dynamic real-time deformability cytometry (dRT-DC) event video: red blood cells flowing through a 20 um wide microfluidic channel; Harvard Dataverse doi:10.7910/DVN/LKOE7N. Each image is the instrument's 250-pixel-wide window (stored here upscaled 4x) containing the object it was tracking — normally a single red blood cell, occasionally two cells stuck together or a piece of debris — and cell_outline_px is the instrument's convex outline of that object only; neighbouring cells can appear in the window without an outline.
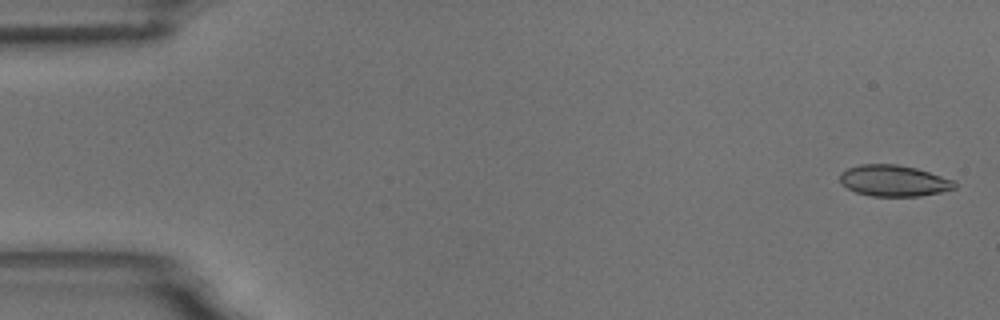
{"species": "common noctule bat (a hibernating species)", "species_latin": "Nyctalus noctula", "temperature_condition": "room temperature", "stored_images_in_passage": 7, "camera_frame_rate_fps": 3000, "um_per_image_px": 0.085, "animal": {"sex": "male", "body_mass_g": 18.8}, "frame": {"image": 1, "passage_image": 1, "time_ms": 0.0, "image_size_px": [1000, 320], "cell_outline_px": [[956, 188], [940, 192], [920, 196], [872, 196], [856, 192], [840, 184], [840, 172], [848, 168], [860, 164], [896, 164], [916, 168], [952, 180], [956, 184]], "centroid_in_image_um": [75.93, 15.36], "position_along_channel_um": 9.1, "area_um2": 20.75}}
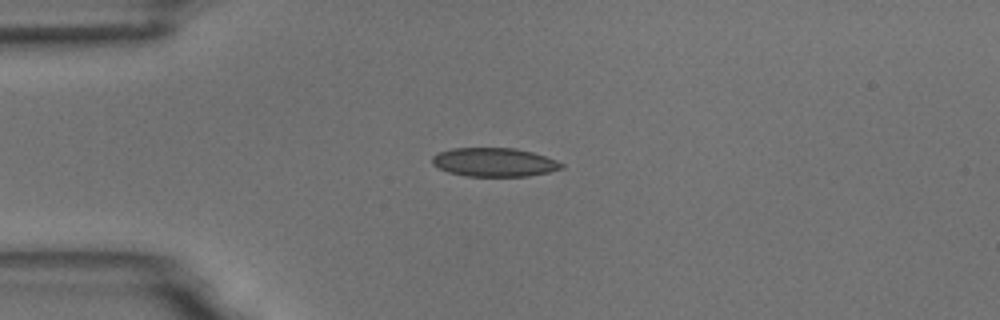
{"frame": {"image": 2, "passage_image": 4, "time_ms": 4.0, "image_size_px": [1000, 320], "cell_outline_px": [[564, 168], [548, 172], [528, 176], [468, 176], [448, 172], [432, 164], [432, 156], [440, 152], [452, 148], [516, 148], [532, 152], [556, 160], [564, 164]], "centroid_in_image_um": [42.02, 13.79], "position_along_channel_um": 43.0, "area_um2": 21.56}}